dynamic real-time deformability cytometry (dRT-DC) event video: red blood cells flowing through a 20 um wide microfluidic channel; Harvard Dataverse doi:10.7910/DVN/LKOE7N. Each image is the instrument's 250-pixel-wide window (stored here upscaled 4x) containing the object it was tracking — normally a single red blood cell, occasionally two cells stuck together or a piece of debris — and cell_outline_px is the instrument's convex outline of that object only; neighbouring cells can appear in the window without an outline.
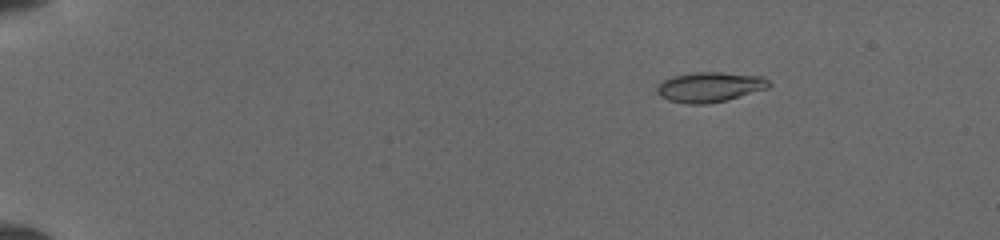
{"species": "common noctule bat (a hibernating species)", "species_latin": "Nyctalus noctula", "temperature_condition": "cold", "stored_images_in_passage": 14, "camera_frame_rate_fps": 3000, "um_per_image_px": 0.085, "animal": {"sex": "female", "body_mass_g": 19.5, "forearm_length_mm": 54.1}, "frame": {"image": 1, "passage_image": 3, "time_ms": 2.0, "image_size_px": [1000, 240], "cell_outline_px": [[772, 84], [768, 88], [728, 100], [708, 104], [688, 104], [668, 100], [660, 96], [656, 92], [656, 88], [664, 80], [672, 76], [696, 72], [720, 72], [764, 76]], "centroid_in_image_um": [60.35, 7.4], "position_along_channel_um": 24.6, "area_um2": 19.71}}
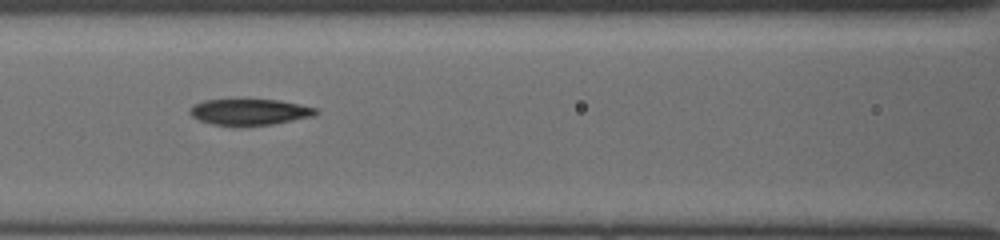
{"frame": {"image": 2, "passage_image": 9, "time_ms": 7.667, "image_size_px": [1000, 240], "cell_outline_px": [[320, 112], [312, 116], [272, 124], [244, 128], [232, 128], [212, 124], [200, 120], [192, 116], [188, 112], [192, 104], [204, 100], [276, 100], [316, 108]], "centroid_in_image_um": [21.14, 9.56], "position_along_channel_um": 145.5, "area_um2": 19.54}}
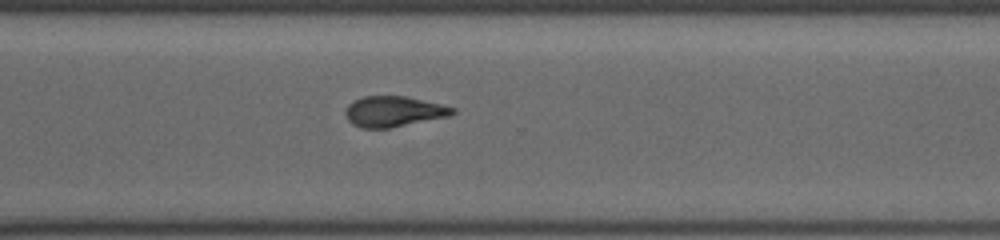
{"frame": {"image": 3, "passage_image": 14, "time_ms": 12.333, "image_size_px": [1000, 240], "cell_outline_px": [[456, 112], [448, 116], [388, 128], [360, 128], [352, 124], [348, 120], [344, 112], [348, 104], [352, 100], [364, 96], [404, 96], [440, 104], [456, 108]], "centroid_in_image_um": [33.41, 9.47], "position_along_channel_um": 337.2, "area_um2": 18.96}}